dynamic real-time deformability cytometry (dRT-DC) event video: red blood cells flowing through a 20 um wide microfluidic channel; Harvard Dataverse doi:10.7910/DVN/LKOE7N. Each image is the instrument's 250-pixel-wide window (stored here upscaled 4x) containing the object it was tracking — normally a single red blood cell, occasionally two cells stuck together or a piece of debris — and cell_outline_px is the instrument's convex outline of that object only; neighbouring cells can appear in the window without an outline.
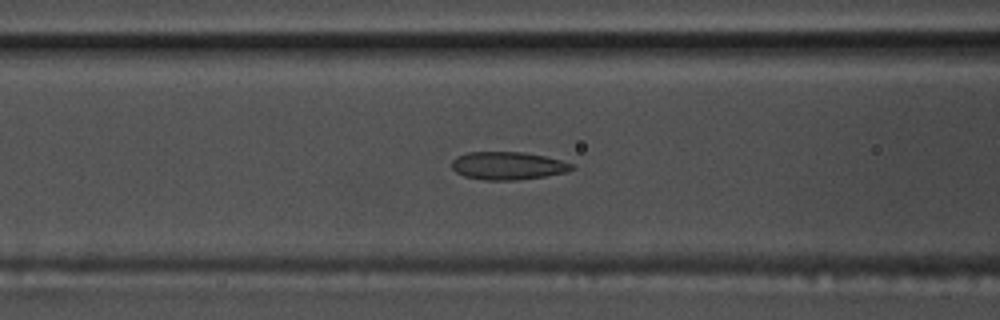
{"species": "common noctule bat (a hibernating species)", "species_latin": "Nyctalus noctula", "temperature_condition": "warm", "stored_images_in_passage": 44, "camera_frame_rate_fps": 3000, "um_per_image_px": 0.085, "animal": {"sex": "male", "body_mass_g": 17.5, "forearm_length_mm": 52.3}, "frame": {"image": 1, "passage_image": 17, "time_ms": 5.333, "image_size_px": [1000, 320], "cell_outline_px": [[576, 168], [568, 172], [544, 176], [516, 180], [484, 180], [464, 176], [456, 172], [452, 168], [452, 160], [456, 156], [468, 152], [524, 152], [544, 156], [560, 160], [572, 164]], "centroid_in_image_um": [43.16, 14.08], "position_along_channel_um": 123.4, "area_um2": 19.54}}
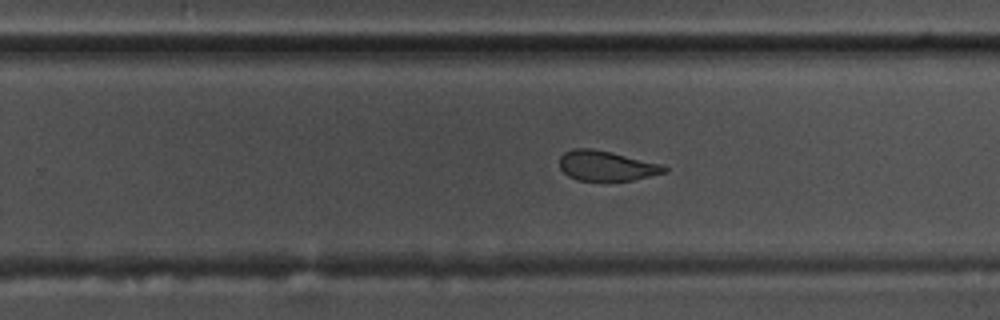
{"frame": {"image": 2, "passage_image": 30, "time_ms": 9.667, "image_size_px": [1000, 320], "cell_outline_px": [[668, 172], [632, 180], [576, 180], [568, 176], [560, 168], [560, 156], [564, 152], [572, 148], [592, 148], [612, 152], [664, 164], [668, 168]], "centroid_in_image_um": [51.57, 14.08], "position_along_channel_um": 278.2, "area_um2": 18.5}}
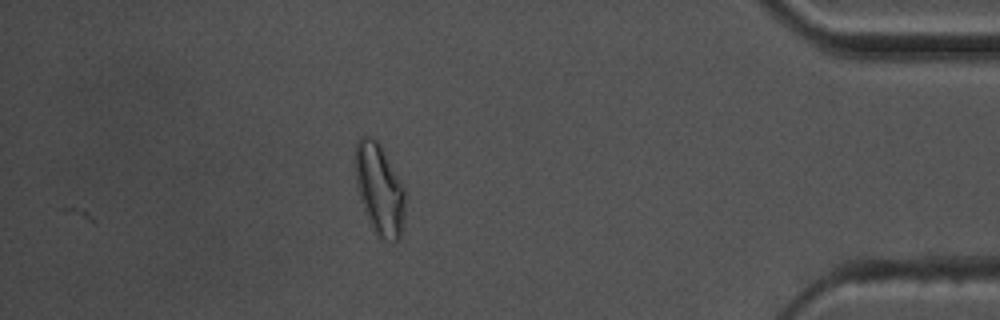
{"frame": {"image": 3, "passage_image": 44, "time_ms": 14.333, "image_size_px": [1000, 320], "cell_outline_px": [[404, 216], [400, 236], [396, 244], [380, 240], [376, 236], [368, 220], [360, 200], [356, 184], [356, 140], [360, 136], [368, 136], [376, 140], [380, 144], [400, 180], [404, 188]], "centroid_in_image_um": [32.25, 16.15], "position_along_channel_um": 403.0, "area_um2": 26.53}, "authors_computed_cell_mechanics": {"area_um2": 19.3052, "velocity_mm_per_s": 3.5862, "shape_relaxation_time_tau1_ms": null, "shape_relaxation_time_tau2_ms": 2.0501, "deformation_change_tau1": null, "deformation_change_tau2": 0.0951}}